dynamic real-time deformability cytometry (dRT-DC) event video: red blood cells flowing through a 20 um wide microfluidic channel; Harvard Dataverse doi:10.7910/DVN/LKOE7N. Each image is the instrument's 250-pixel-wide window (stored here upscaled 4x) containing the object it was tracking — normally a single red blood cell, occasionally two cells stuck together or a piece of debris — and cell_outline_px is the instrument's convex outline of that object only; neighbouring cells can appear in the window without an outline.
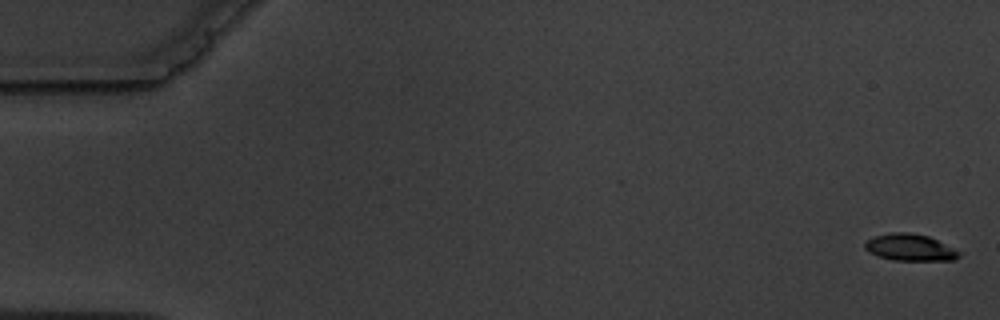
{"species": "common noctule bat (a hibernating species)", "species_latin": "Nyctalus noctula", "temperature_condition": "warm", "stored_images_in_passage": 6, "segment_of_instrument_passage": [1, 2], "camera_frame_rate_fps": 3000, "um_per_image_px": 0.085, "animal": {"sex": "male", "body_mass_g": 19.5, "forearm_length_mm": 54.6}, "frame": {"image": 1, "passage_image": 1, "time_ms": 0.0, "image_size_px": [1000, 320], "cell_outline_px": [[964, 252], [956, 260], [892, 260], [868, 252], [864, 248], [864, 244], [868, 240], [876, 236], [892, 232], [908, 232], [928, 236]], "centroid_in_image_um": [77.41, 21.04], "position_along_channel_um": 7.6, "area_um2": 14.74}}
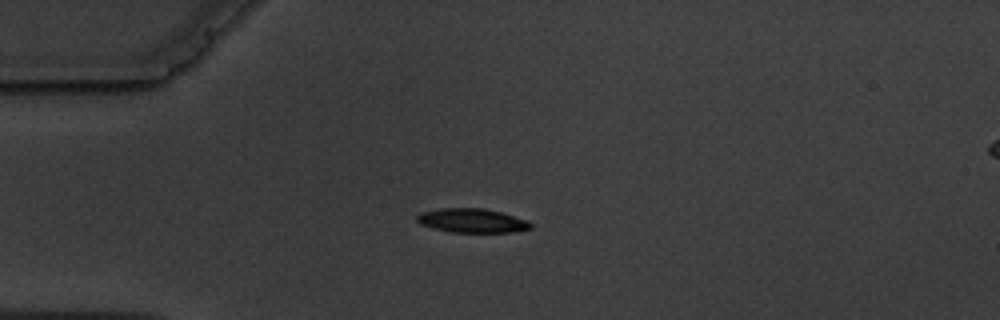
{"frame": {"image": 2, "passage_image": 5, "time_ms": 4.667, "image_size_px": [1000, 320], "cell_outline_px": [[532, 228], [516, 232], [452, 232], [432, 228], [420, 224], [416, 220], [416, 216], [420, 212], [440, 208], [484, 208], [500, 212], [528, 220], [532, 224]], "centroid_in_image_um": [40.12, 18.75], "position_along_channel_um": 44.9, "area_um2": 16.07}}